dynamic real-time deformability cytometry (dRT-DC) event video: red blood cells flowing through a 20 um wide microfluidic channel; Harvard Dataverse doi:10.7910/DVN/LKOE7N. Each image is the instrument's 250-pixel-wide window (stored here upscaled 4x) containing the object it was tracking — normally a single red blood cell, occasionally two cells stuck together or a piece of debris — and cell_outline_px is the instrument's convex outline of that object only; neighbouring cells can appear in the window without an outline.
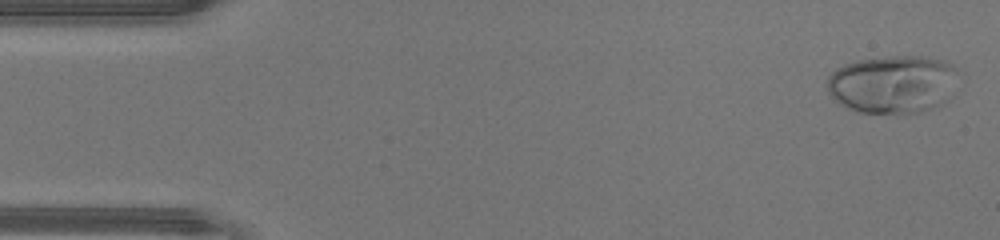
{"species": "human", "species_latin": "Homo sapiens", "temperature_condition": "warm", "stored_images_in_passage": 43, "camera_frame_rate_fps": 3000, "um_per_image_px": 0.085, "donor": {"sex": "male"}, "frame": {"image": 1, "passage_image": 1, "time_ms": 0.0, "image_size_px": [1000, 240], "cell_outline_px": [[956, 72], [948, 100], [944, 104], [920, 112], [860, 112], [848, 108], [840, 104], [828, 92], [828, 76], [836, 68], [844, 64], [856, 60], [888, 56], [924, 56], [944, 60], [952, 64], [956, 68]], "centroid_in_image_um": [75.87, 7.13], "position_along_channel_um": 9.1, "area_um2": 44.16}}
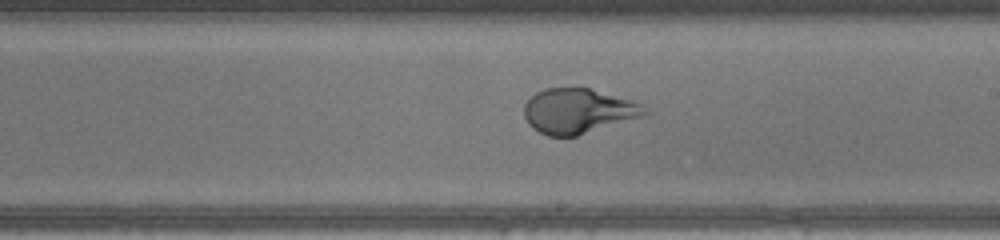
{"frame": {"image": 2, "passage_image": 24, "time_ms": 7.667, "image_size_px": [1000, 240], "cell_outline_px": [[652, 112], [648, 116], [576, 136], [548, 136], [532, 128], [528, 124], [524, 116], [524, 104], [536, 92], [544, 88], [588, 88], [628, 100], [640, 104]], "centroid_in_image_um": [49.16, 9.46], "position_along_channel_um": 239.8, "area_um2": 31.67}}
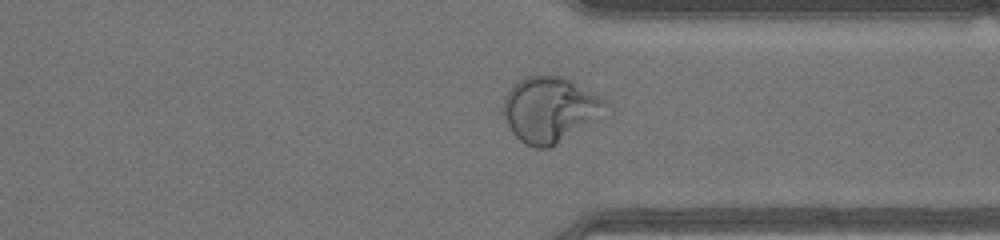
{"frame": {"image": 3, "passage_image": 32, "time_ms": 10.333, "image_size_px": [1000, 240], "cell_outline_px": [[612, 112], [556, 144], [548, 148], [536, 148], [524, 144], [512, 132], [504, 116], [504, 96], [512, 84], [524, 76], [564, 76], [604, 96], [612, 104]], "centroid_in_image_um": [46.86, 9.29], "position_along_channel_um": 364.5, "area_um2": 40.11}}